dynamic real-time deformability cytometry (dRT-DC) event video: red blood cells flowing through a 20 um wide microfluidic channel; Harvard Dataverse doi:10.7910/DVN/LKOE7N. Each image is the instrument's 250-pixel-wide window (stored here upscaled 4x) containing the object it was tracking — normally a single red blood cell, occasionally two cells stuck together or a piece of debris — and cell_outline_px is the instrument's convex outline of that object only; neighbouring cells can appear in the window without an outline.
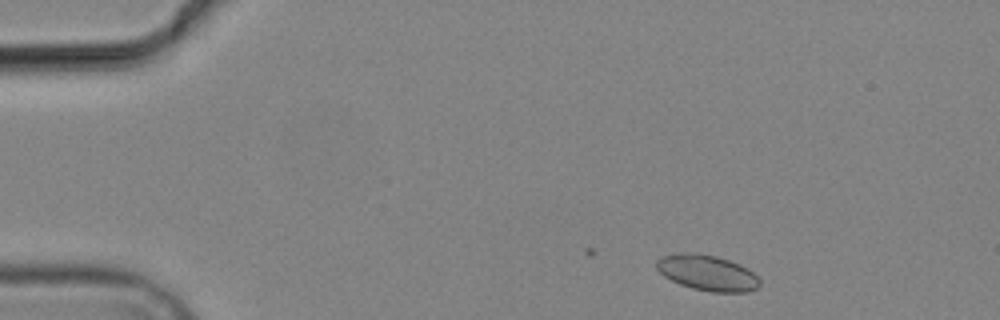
{"species": "common noctule bat (a hibernating species)", "species_latin": "Nyctalus noctula", "temperature_condition": "cold", "stored_images_in_passage": 5, "segment_of_instrument_passage": [1, 2], "camera_frame_rate_fps": 3000, "um_per_image_px": 0.085, "animal": {"sex": "male", "body_mass_g": 19.2, "forearm_length_mm": 51.8}, "frame": {"image": 1, "passage_image": 1, "time_ms": 0.0, "image_size_px": [1000, 320], "cell_outline_px": [[760, 284], [756, 288], [748, 292], [712, 292], [692, 288], [680, 284], [664, 276], [656, 268], [656, 260], [664, 256], [680, 252], [696, 252], [716, 256], [740, 264], [748, 268], [760, 280]], "centroid_in_image_um": [60.12, 23.18], "position_along_channel_um": 24.9, "area_um2": 21.44}}
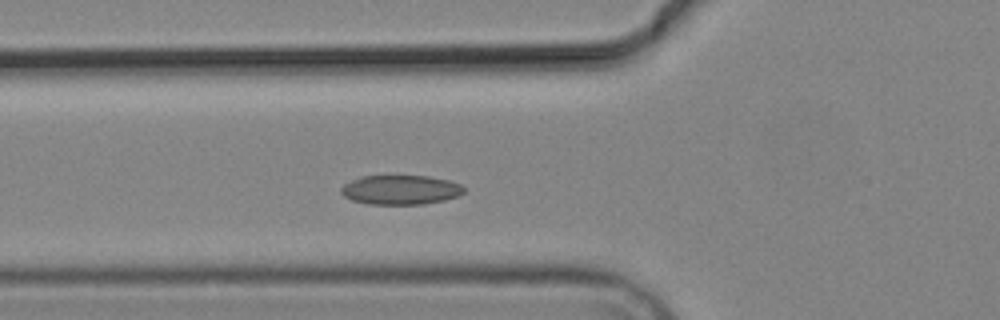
{"frame": {"image": 2, "passage_image": 4, "time_ms": 4.0, "image_size_px": [1000, 320], "cell_outline_px": [[464, 192], [460, 196], [444, 200], [424, 204], [368, 204], [352, 200], [344, 196], [340, 192], [340, 188], [344, 184], [352, 180], [364, 176], [428, 176], [448, 180], [460, 184], [464, 188]], "centroid_in_image_um": [34.06, 16.14], "position_along_channel_um": 91.7, "area_um2": 21.04}}